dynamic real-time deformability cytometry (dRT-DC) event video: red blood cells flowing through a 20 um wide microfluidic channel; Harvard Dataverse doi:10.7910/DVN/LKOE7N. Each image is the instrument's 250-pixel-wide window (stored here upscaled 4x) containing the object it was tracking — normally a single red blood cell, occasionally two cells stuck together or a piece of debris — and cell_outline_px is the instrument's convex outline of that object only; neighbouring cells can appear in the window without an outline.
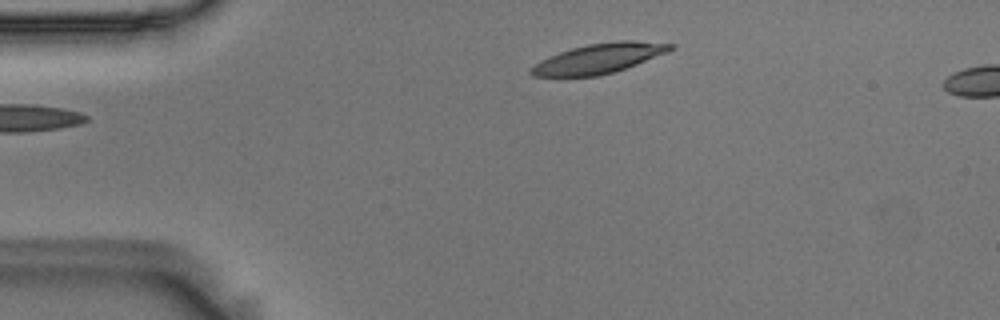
{"species": "Egyptian fruit bat (a non-hibernating species)", "species_latin": "Rousettus aegyptiacus", "temperature_condition": "room temperature", "stored_images_in_passage": 2, "camera_frame_rate_fps": 3000, "um_per_image_px": 0.085, "animal": {"sex": "male"}, "frame": {"image": 1, "passage_image": 1, "time_ms": 0.0, "image_size_px": [1000, 320], "cell_outline_px": [[676, 48], [668, 52], [636, 64], [612, 72], [596, 76], [532, 76], [528, 72], [528, 68], [540, 60], [548, 56], [572, 48], [588, 44], [616, 40], [636, 40], [676, 44]], "centroid_in_image_um": [50.91, 4.95], "position_along_channel_um": 34.1, "area_um2": 24.28}}